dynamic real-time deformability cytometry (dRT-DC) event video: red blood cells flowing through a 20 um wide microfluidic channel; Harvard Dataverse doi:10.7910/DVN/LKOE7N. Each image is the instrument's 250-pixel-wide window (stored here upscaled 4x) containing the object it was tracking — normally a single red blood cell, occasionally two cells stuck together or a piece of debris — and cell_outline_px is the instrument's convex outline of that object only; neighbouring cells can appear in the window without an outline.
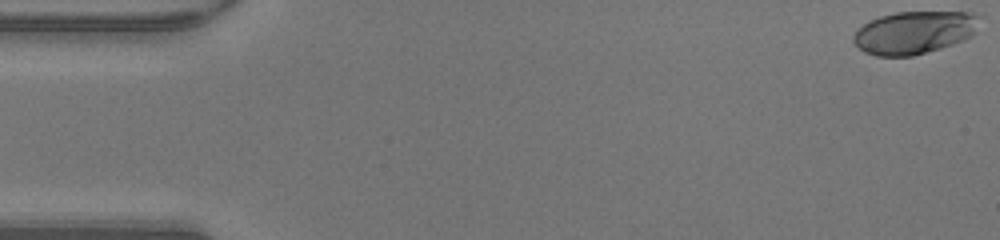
{"species": "human", "species_latin": "Homo sapiens", "temperature_condition": "warm", "stored_images_in_passage": 40, "camera_frame_rate_fps": 3000, "um_per_image_px": 0.085, "donor": {"sex": "male"}, "frame": {"image": 1, "passage_image": 1, "time_ms": 0.0, "image_size_px": [1000, 240], "cell_outline_px": [[980, 16], [972, 36], [964, 40], [940, 48], [912, 56], [876, 56], [864, 52], [852, 40], [852, 36], [864, 24], [880, 16], [896, 12], [972, 12]], "centroid_in_image_um": [77.71, 2.76], "position_along_channel_um": 7.3, "area_um2": 31.15}}
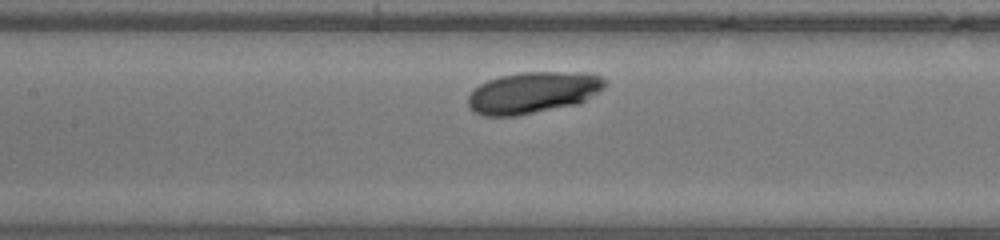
{"frame": {"image": 2, "passage_image": 23, "time_ms": 7.333, "image_size_px": [1000, 240], "cell_outline_px": [[608, 84], [604, 88], [580, 104], [516, 116], [484, 116], [472, 112], [468, 108], [468, 96], [480, 84], [488, 80], [500, 76], [520, 72], [576, 72], [604, 76], [608, 80]], "centroid_in_image_um": [45.33, 7.87], "position_along_channel_um": 162.1, "area_um2": 33.52}}
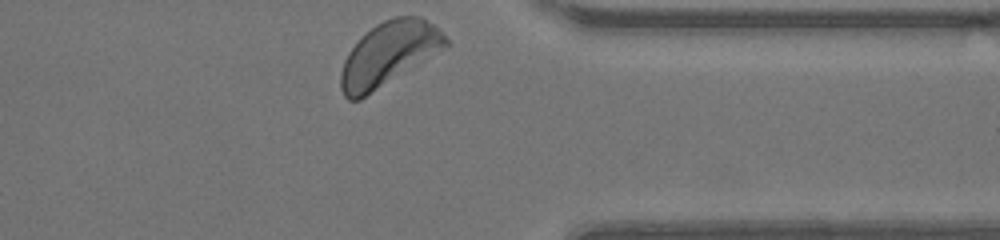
{"frame": {"image": 3, "passage_image": 40, "time_ms": 13.0, "image_size_px": [1000, 240], "cell_outline_px": [[452, 44], [360, 100], [348, 100], [344, 96], [340, 88], [340, 72], [344, 60], [348, 52], [376, 24], [384, 20], [396, 16], [420, 16], [432, 24]], "centroid_in_image_um": [33.03, 4.61], "position_along_channel_um": 378.4, "area_um2": 38.55}, "authors_computed_cell_mechanics": {"area_um2": 32.9749, "velocity_mm_per_s": 3.9866, "shape_relaxation_time_tau1_ms": 0.7276, "shape_relaxation_time_tau2_ms": 9.8602, "deformation_change_tau1": 0.0817, "deformation_change_tau2": 0.2}}